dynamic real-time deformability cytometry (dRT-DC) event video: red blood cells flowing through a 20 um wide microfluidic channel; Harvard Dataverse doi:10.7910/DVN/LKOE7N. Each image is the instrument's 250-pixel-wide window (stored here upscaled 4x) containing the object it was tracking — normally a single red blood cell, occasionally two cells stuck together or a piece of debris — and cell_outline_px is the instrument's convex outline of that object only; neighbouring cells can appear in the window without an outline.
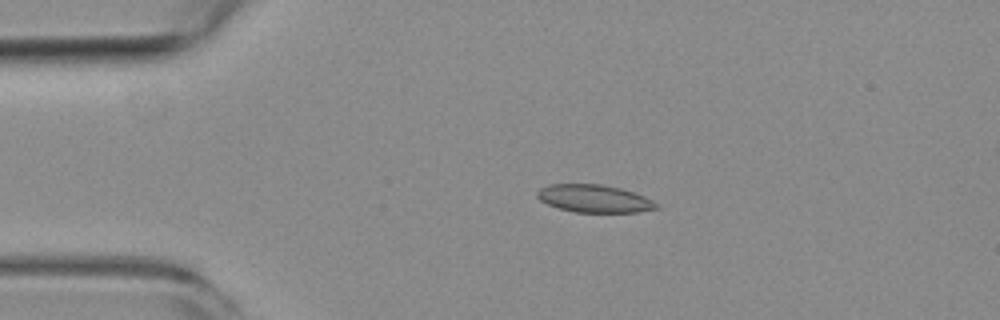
{"species": "common noctule bat (a hibernating species)", "species_latin": "Nyctalus noctula", "temperature_condition": "room temperature", "stored_images_in_passage": 5, "camera_frame_rate_fps": 3000, "um_per_image_px": 0.085, "animal": {"sex": "female", "body_mass_g": 19.3, "forearm_length_mm": 54.1}, "frame": {"image": 1, "passage_image": 3, "time_ms": 2.333, "image_size_px": [1000, 320], "cell_outline_px": [[660, 208], [636, 212], [576, 212], [560, 208], [548, 204], [540, 200], [536, 196], [536, 192], [540, 188], [548, 184], [600, 184], [620, 188], [644, 196], [652, 200]], "centroid_in_image_um": [50.48, 16.87], "position_along_channel_um": 34.5, "area_um2": 19.07}}